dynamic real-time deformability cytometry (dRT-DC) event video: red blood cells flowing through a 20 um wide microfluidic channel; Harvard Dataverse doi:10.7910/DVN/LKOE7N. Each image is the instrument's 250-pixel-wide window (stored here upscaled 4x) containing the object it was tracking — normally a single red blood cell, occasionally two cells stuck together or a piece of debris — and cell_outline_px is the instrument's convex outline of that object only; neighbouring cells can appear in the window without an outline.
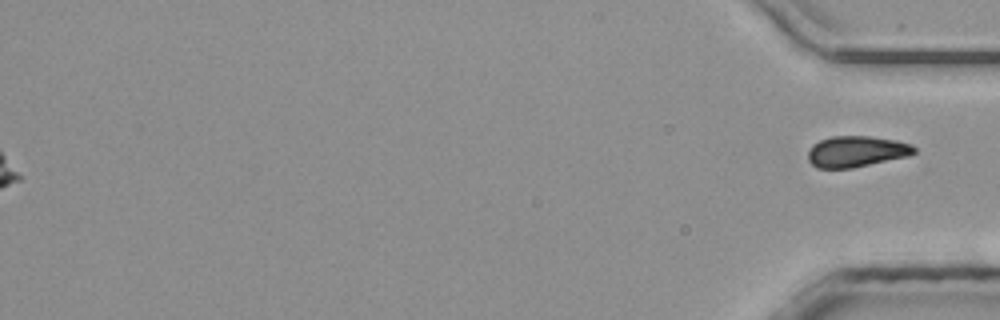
{"species": "common noctule bat (a hibernating species)", "species_latin": "Nyctalus noctula", "temperature_condition": "room temperature", "stored_images_in_passage": 36, "camera_frame_rate_fps": 3000, "um_per_image_px": 0.085, "animal": {"sex": "male", "body_mass_g": 20.4}, "frame": {"image": 1, "passage_image": 36, "time_ms": 11.667, "image_size_px": [1000, 320], "cell_outline_px": [[916, 152], [908, 156], [852, 168], [816, 168], [808, 160], [808, 152], [812, 144], [820, 140], [832, 136], [868, 136], [896, 140], [912, 144], [916, 148]], "centroid_in_image_um": [72.79, 12.87], "position_along_channel_um": 362.4, "area_um2": 19.25}}